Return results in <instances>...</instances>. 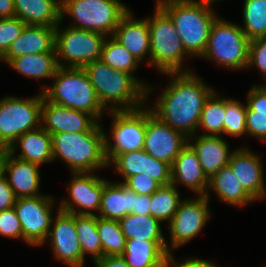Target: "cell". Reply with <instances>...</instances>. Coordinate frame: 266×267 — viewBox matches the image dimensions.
I'll list each match as a JSON object with an SVG mask.
<instances>
[{
	"label": "cell",
	"mask_w": 266,
	"mask_h": 267,
	"mask_svg": "<svg viewBox=\"0 0 266 267\" xmlns=\"http://www.w3.org/2000/svg\"><path fill=\"white\" fill-rule=\"evenodd\" d=\"M168 75L172 76V81L154 103L152 112L186 137H193L198 129L202 108L214 90L191 71Z\"/></svg>",
	"instance_id": "1"
},
{
	"label": "cell",
	"mask_w": 266,
	"mask_h": 267,
	"mask_svg": "<svg viewBox=\"0 0 266 267\" xmlns=\"http://www.w3.org/2000/svg\"><path fill=\"white\" fill-rule=\"evenodd\" d=\"M83 69L88 75L102 106L105 108L107 103L112 104L110 111L141 108L142 104L145 103L146 96L152 90L150 86L138 81L132 74L115 70L101 59L90 62Z\"/></svg>",
	"instance_id": "2"
},
{
	"label": "cell",
	"mask_w": 266,
	"mask_h": 267,
	"mask_svg": "<svg viewBox=\"0 0 266 267\" xmlns=\"http://www.w3.org/2000/svg\"><path fill=\"white\" fill-rule=\"evenodd\" d=\"M174 22L177 35L190 56L201 57L206 49L211 26L217 18L203 0H157Z\"/></svg>",
	"instance_id": "3"
},
{
	"label": "cell",
	"mask_w": 266,
	"mask_h": 267,
	"mask_svg": "<svg viewBox=\"0 0 266 267\" xmlns=\"http://www.w3.org/2000/svg\"><path fill=\"white\" fill-rule=\"evenodd\" d=\"M99 124L90 132H62L52 136L53 160L57 157L73 173L94 172L109 165L105 155V134ZM95 169V170H94Z\"/></svg>",
	"instance_id": "4"
},
{
	"label": "cell",
	"mask_w": 266,
	"mask_h": 267,
	"mask_svg": "<svg viewBox=\"0 0 266 267\" xmlns=\"http://www.w3.org/2000/svg\"><path fill=\"white\" fill-rule=\"evenodd\" d=\"M53 80L52 86L43 88L44 97L48 101L89 113L99 120L106 108L102 106L83 68L58 67Z\"/></svg>",
	"instance_id": "5"
},
{
	"label": "cell",
	"mask_w": 266,
	"mask_h": 267,
	"mask_svg": "<svg viewBox=\"0 0 266 267\" xmlns=\"http://www.w3.org/2000/svg\"><path fill=\"white\" fill-rule=\"evenodd\" d=\"M154 11V17L147 18L150 34L149 66H156L161 73L166 75L190 72L188 69L184 71L181 69L184 57L189 54L177 35L174 22L158 4Z\"/></svg>",
	"instance_id": "6"
},
{
	"label": "cell",
	"mask_w": 266,
	"mask_h": 267,
	"mask_svg": "<svg viewBox=\"0 0 266 267\" xmlns=\"http://www.w3.org/2000/svg\"><path fill=\"white\" fill-rule=\"evenodd\" d=\"M64 14L74 18L72 27L95 31L105 36L115 33L121 19L130 9L119 0H61Z\"/></svg>",
	"instance_id": "7"
},
{
	"label": "cell",
	"mask_w": 266,
	"mask_h": 267,
	"mask_svg": "<svg viewBox=\"0 0 266 267\" xmlns=\"http://www.w3.org/2000/svg\"><path fill=\"white\" fill-rule=\"evenodd\" d=\"M249 42L240 26L217 17L213 22L206 49L201 57L229 69L247 68Z\"/></svg>",
	"instance_id": "8"
},
{
	"label": "cell",
	"mask_w": 266,
	"mask_h": 267,
	"mask_svg": "<svg viewBox=\"0 0 266 267\" xmlns=\"http://www.w3.org/2000/svg\"><path fill=\"white\" fill-rule=\"evenodd\" d=\"M43 93L31 99L0 100V151L8 150L24 133L41 127Z\"/></svg>",
	"instance_id": "9"
},
{
	"label": "cell",
	"mask_w": 266,
	"mask_h": 267,
	"mask_svg": "<svg viewBox=\"0 0 266 267\" xmlns=\"http://www.w3.org/2000/svg\"><path fill=\"white\" fill-rule=\"evenodd\" d=\"M106 38L104 34L72 26L61 32L58 24L54 45L58 66L83 68L90 62L100 60ZM59 58L69 61L68 65L65 63V66Z\"/></svg>",
	"instance_id": "10"
},
{
	"label": "cell",
	"mask_w": 266,
	"mask_h": 267,
	"mask_svg": "<svg viewBox=\"0 0 266 267\" xmlns=\"http://www.w3.org/2000/svg\"><path fill=\"white\" fill-rule=\"evenodd\" d=\"M110 111L113 117L111 134L114 144L105 135V155L108 164L118 155L143 149L146 134V110Z\"/></svg>",
	"instance_id": "11"
},
{
	"label": "cell",
	"mask_w": 266,
	"mask_h": 267,
	"mask_svg": "<svg viewBox=\"0 0 266 267\" xmlns=\"http://www.w3.org/2000/svg\"><path fill=\"white\" fill-rule=\"evenodd\" d=\"M54 199L47 196L18 198L14 210L21 223L23 240L31 245H42L52 226V205Z\"/></svg>",
	"instance_id": "12"
},
{
	"label": "cell",
	"mask_w": 266,
	"mask_h": 267,
	"mask_svg": "<svg viewBox=\"0 0 266 267\" xmlns=\"http://www.w3.org/2000/svg\"><path fill=\"white\" fill-rule=\"evenodd\" d=\"M146 109V134L143 150L151 157L164 161L172 166L175 158L187 145L188 137L173 129Z\"/></svg>",
	"instance_id": "13"
},
{
	"label": "cell",
	"mask_w": 266,
	"mask_h": 267,
	"mask_svg": "<svg viewBox=\"0 0 266 267\" xmlns=\"http://www.w3.org/2000/svg\"><path fill=\"white\" fill-rule=\"evenodd\" d=\"M209 196L181 201L173 219L169 222L172 248L182 246L197 236L210 217Z\"/></svg>",
	"instance_id": "14"
},
{
	"label": "cell",
	"mask_w": 266,
	"mask_h": 267,
	"mask_svg": "<svg viewBox=\"0 0 266 267\" xmlns=\"http://www.w3.org/2000/svg\"><path fill=\"white\" fill-rule=\"evenodd\" d=\"M58 210L48 235L54 255L70 267H83L85 259L76 234L75 214Z\"/></svg>",
	"instance_id": "15"
},
{
	"label": "cell",
	"mask_w": 266,
	"mask_h": 267,
	"mask_svg": "<svg viewBox=\"0 0 266 267\" xmlns=\"http://www.w3.org/2000/svg\"><path fill=\"white\" fill-rule=\"evenodd\" d=\"M98 123L93 115L54 104L43 94L41 127L50 135L62 132H90Z\"/></svg>",
	"instance_id": "16"
},
{
	"label": "cell",
	"mask_w": 266,
	"mask_h": 267,
	"mask_svg": "<svg viewBox=\"0 0 266 267\" xmlns=\"http://www.w3.org/2000/svg\"><path fill=\"white\" fill-rule=\"evenodd\" d=\"M92 172L73 173V180L70 182L69 194L72 201L62 200L59 209L77 215H95L91 210L100 208L104 179L91 174ZM73 202V203H72ZM81 210L74 209L75 205ZM84 211H83V210ZM78 211V212H77Z\"/></svg>",
	"instance_id": "17"
},
{
	"label": "cell",
	"mask_w": 266,
	"mask_h": 267,
	"mask_svg": "<svg viewBox=\"0 0 266 267\" xmlns=\"http://www.w3.org/2000/svg\"><path fill=\"white\" fill-rule=\"evenodd\" d=\"M111 162L109 165L114 163L116 171L122 174V183L131 176L143 174L161 186L171 184V165L151 157L143 149L118 154Z\"/></svg>",
	"instance_id": "18"
},
{
	"label": "cell",
	"mask_w": 266,
	"mask_h": 267,
	"mask_svg": "<svg viewBox=\"0 0 266 267\" xmlns=\"http://www.w3.org/2000/svg\"><path fill=\"white\" fill-rule=\"evenodd\" d=\"M0 165L4 175L10 174L6 179L16 199L41 196L39 165L20 160L7 150L0 151Z\"/></svg>",
	"instance_id": "19"
},
{
	"label": "cell",
	"mask_w": 266,
	"mask_h": 267,
	"mask_svg": "<svg viewBox=\"0 0 266 267\" xmlns=\"http://www.w3.org/2000/svg\"><path fill=\"white\" fill-rule=\"evenodd\" d=\"M259 159L257 154L243 148L234 150L228 163L239 183L254 200L266 196L264 172Z\"/></svg>",
	"instance_id": "20"
},
{
	"label": "cell",
	"mask_w": 266,
	"mask_h": 267,
	"mask_svg": "<svg viewBox=\"0 0 266 267\" xmlns=\"http://www.w3.org/2000/svg\"><path fill=\"white\" fill-rule=\"evenodd\" d=\"M55 30L56 27L26 25L1 60L9 63L12 59L26 54L56 52Z\"/></svg>",
	"instance_id": "21"
},
{
	"label": "cell",
	"mask_w": 266,
	"mask_h": 267,
	"mask_svg": "<svg viewBox=\"0 0 266 267\" xmlns=\"http://www.w3.org/2000/svg\"><path fill=\"white\" fill-rule=\"evenodd\" d=\"M171 183H182L199 195H207L209 179L204 174L197 153L187 143L171 166Z\"/></svg>",
	"instance_id": "22"
},
{
	"label": "cell",
	"mask_w": 266,
	"mask_h": 267,
	"mask_svg": "<svg viewBox=\"0 0 266 267\" xmlns=\"http://www.w3.org/2000/svg\"><path fill=\"white\" fill-rule=\"evenodd\" d=\"M191 139L188 138V144L197 153L203 172L209 180L218 170L228 165L232 153L222 137L200 135L195 137L193 144H190Z\"/></svg>",
	"instance_id": "23"
},
{
	"label": "cell",
	"mask_w": 266,
	"mask_h": 267,
	"mask_svg": "<svg viewBox=\"0 0 266 267\" xmlns=\"http://www.w3.org/2000/svg\"><path fill=\"white\" fill-rule=\"evenodd\" d=\"M61 0H14L15 17L26 25L56 27L62 21Z\"/></svg>",
	"instance_id": "24"
},
{
	"label": "cell",
	"mask_w": 266,
	"mask_h": 267,
	"mask_svg": "<svg viewBox=\"0 0 266 267\" xmlns=\"http://www.w3.org/2000/svg\"><path fill=\"white\" fill-rule=\"evenodd\" d=\"M129 10L121 19L113 37L140 62L146 54L150 57V34L147 19L133 20Z\"/></svg>",
	"instance_id": "25"
},
{
	"label": "cell",
	"mask_w": 266,
	"mask_h": 267,
	"mask_svg": "<svg viewBox=\"0 0 266 267\" xmlns=\"http://www.w3.org/2000/svg\"><path fill=\"white\" fill-rule=\"evenodd\" d=\"M166 240L127 239L121 257L130 267L164 266V259L171 248Z\"/></svg>",
	"instance_id": "26"
},
{
	"label": "cell",
	"mask_w": 266,
	"mask_h": 267,
	"mask_svg": "<svg viewBox=\"0 0 266 267\" xmlns=\"http://www.w3.org/2000/svg\"><path fill=\"white\" fill-rule=\"evenodd\" d=\"M17 146L21 153L16 158L20 160L37 165L53 161L52 136L42 127L21 135L7 151L14 154Z\"/></svg>",
	"instance_id": "27"
},
{
	"label": "cell",
	"mask_w": 266,
	"mask_h": 267,
	"mask_svg": "<svg viewBox=\"0 0 266 267\" xmlns=\"http://www.w3.org/2000/svg\"><path fill=\"white\" fill-rule=\"evenodd\" d=\"M136 193L123 183H110L104 179V188L98 217L119 221L133 213V203Z\"/></svg>",
	"instance_id": "28"
},
{
	"label": "cell",
	"mask_w": 266,
	"mask_h": 267,
	"mask_svg": "<svg viewBox=\"0 0 266 267\" xmlns=\"http://www.w3.org/2000/svg\"><path fill=\"white\" fill-rule=\"evenodd\" d=\"M216 191L218 198L228 204L243 206L255 201L242 187L231 168L226 167L218 170L209 180V190Z\"/></svg>",
	"instance_id": "29"
},
{
	"label": "cell",
	"mask_w": 266,
	"mask_h": 267,
	"mask_svg": "<svg viewBox=\"0 0 266 267\" xmlns=\"http://www.w3.org/2000/svg\"><path fill=\"white\" fill-rule=\"evenodd\" d=\"M8 64L24 76L35 79L53 78L59 67L56 52L26 54L12 59Z\"/></svg>",
	"instance_id": "30"
},
{
	"label": "cell",
	"mask_w": 266,
	"mask_h": 267,
	"mask_svg": "<svg viewBox=\"0 0 266 267\" xmlns=\"http://www.w3.org/2000/svg\"><path fill=\"white\" fill-rule=\"evenodd\" d=\"M161 221L151 215L128 214L119 220L126 239L165 240L161 230Z\"/></svg>",
	"instance_id": "31"
},
{
	"label": "cell",
	"mask_w": 266,
	"mask_h": 267,
	"mask_svg": "<svg viewBox=\"0 0 266 267\" xmlns=\"http://www.w3.org/2000/svg\"><path fill=\"white\" fill-rule=\"evenodd\" d=\"M75 229L83 257L92 254L94 262L103 257V249L97 230V215L75 214Z\"/></svg>",
	"instance_id": "32"
},
{
	"label": "cell",
	"mask_w": 266,
	"mask_h": 267,
	"mask_svg": "<svg viewBox=\"0 0 266 267\" xmlns=\"http://www.w3.org/2000/svg\"><path fill=\"white\" fill-rule=\"evenodd\" d=\"M180 203L179 192L174 184L161 186L151 195V216L161 222H170Z\"/></svg>",
	"instance_id": "33"
},
{
	"label": "cell",
	"mask_w": 266,
	"mask_h": 267,
	"mask_svg": "<svg viewBox=\"0 0 266 267\" xmlns=\"http://www.w3.org/2000/svg\"><path fill=\"white\" fill-rule=\"evenodd\" d=\"M97 230L103 249V256H121L125 251L126 237L123 234L119 221L98 217Z\"/></svg>",
	"instance_id": "34"
},
{
	"label": "cell",
	"mask_w": 266,
	"mask_h": 267,
	"mask_svg": "<svg viewBox=\"0 0 266 267\" xmlns=\"http://www.w3.org/2000/svg\"><path fill=\"white\" fill-rule=\"evenodd\" d=\"M112 39L106 38L101 60L111 68L133 74L140 61L133 56L117 39L113 36ZM108 39V40H107Z\"/></svg>",
	"instance_id": "35"
},
{
	"label": "cell",
	"mask_w": 266,
	"mask_h": 267,
	"mask_svg": "<svg viewBox=\"0 0 266 267\" xmlns=\"http://www.w3.org/2000/svg\"><path fill=\"white\" fill-rule=\"evenodd\" d=\"M244 27L246 37L251 40L266 37V0H244Z\"/></svg>",
	"instance_id": "36"
},
{
	"label": "cell",
	"mask_w": 266,
	"mask_h": 267,
	"mask_svg": "<svg viewBox=\"0 0 266 267\" xmlns=\"http://www.w3.org/2000/svg\"><path fill=\"white\" fill-rule=\"evenodd\" d=\"M215 91L206 100L198 127L202 126L209 133H204V136H221L223 134V123L225 114V99L217 98Z\"/></svg>",
	"instance_id": "37"
},
{
	"label": "cell",
	"mask_w": 266,
	"mask_h": 267,
	"mask_svg": "<svg viewBox=\"0 0 266 267\" xmlns=\"http://www.w3.org/2000/svg\"><path fill=\"white\" fill-rule=\"evenodd\" d=\"M223 134L242 136L246 134V105L237 100L225 99Z\"/></svg>",
	"instance_id": "38"
},
{
	"label": "cell",
	"mask_w": 266,
	"mask_h": 267,
	"mask_svg": "<svg viewBox=\"0 0 266 267\" xmlns=\"http://www.w3.org/2000/svg\"><path fill=\"white\" fill-rule=\"evenodd\" d=\"M26 24L17 17L0 18V59L20 36Z\"/></svg>",
	"instance_id": "39"
},
{
	"label": "cell",
	"mask_w": 266,
	"mask_h": 267,
	"mask_svg": "<svg viewBox=\"0 0 266 267\" xmlns=\"http://www.w3.org/2000/svg\"><path fill=\"white\" fill-rule=\"evenodd\" d=\"M0 234L8 238H23L22 226L14 207L0 211Z\"/></svg>",
	"instance_id": "40"
},
{
	"label": "cell",
	"mask_w": 266,
	"mask_h": 267,
	"mask_svg": "<svg viewBox=\"0 0 266 267\" xmlns=\"http://www.w3.org/2000/svg\"><path fill=\"white\" fill-rule=\"evenodd\" d=\"M257 66L262 75L266 76V37L251 39L249 42L248 65Z\"/></svg>",
	"instance_id": "41"
},
{
	"label": "cell",
	"mask_w": 266,
	"mask_h": 267,
	"mask_svg": "<svg viewBox=\"0 0 266 267\" xmlns=\"http://www.w3.org/2000/svg\"><path fill=\"white\" fill-rule=\"evenodd\" d=\"M246 134L266 141V113L253 111L247 105Z\"/></svg>",
	"instance_id": "42"
},
{
	"label": "cell",
	"mask_w": 266,
	"mask_h": 267,
	"mask_svg": "<svg viewBox=\"0 0 266 267\" xmlns=\"http://www.w3.org/2000/svg\"><path fill=\"white\" fill-rule=\"evenodd\" d=\"M123 184L136 194L141 195H152L161 187L157 181L143 174L131 176Z\"/></svg>",
	"instance_id": "43"
},
{
	"label": "cell",
	"mask_w": 266,
	"mask_h": 267,
	"mask_svg": "<svg viewBox=\"0 0 266 267\" xmlns=\"http://www.w3.org/2000/svg\"><path fill=\"white\" fill-rule=\"evenodd\" d=\"M248 92L246 105L253 111L266 113V89L258 85Z\"/></svg>",
	"instance_id": "44"
},
{
	"label": "cell",
	"mask_w": 266,
	"mask_h": 267,
	"mask_svg": "<svg viewBox=\"0 0 266 267\" xmlns=\"http://www.w3.org/2000/svg\"><path fill=\"white\" fill-rule=\"evenodd\" d=\"M15 196L6 176L0 174V211L14 207Z\"/></svg>",
	"instance_id": "45"
},
{
	"label": "cell",
	"mask_w": 266,
	"mask_h": 267,
	"mask_svg": "<svg viewBox=\"0 0 266 267\" xmlns=\"http://www.w3.org/2000/svg\"><path fill=\"white\" fill-rule=\"evenodd\" d=\"M171 263L175 265V267H217L209 261L194 258L186 259L183 262L181 261V263L176 264L174 262L173 254L168 252L164 259V267H172Z\"/></svg>",
	"instance_id": "46"
},
{
	"label": "cell",
	"mask_w": 266,
	"mask_h": 267,
	"mask_svg": "<svg viewBox=\"0 0 266 267\" xmlns=\"http://www.w3.org/2000/svg\"><path fill=\"white\" fill-rule=\"evenodd\" d=\"M151 195L136 194L133 203V214L151 215Z\"/></svg>",
	"instance_id": "47"
},
{
	"label": "cell",
	"mask_w": 266,
	"mask_h": 267,
	"mask_svg": "<svg viewBox=\"0 0 266 267\" xmlns=\"http://www.w3.org/2000/svg\"><path fill=\"white\" fill-rule=\"evenodd\" d=\"M94 263L96 267H130L121 256H103Z\"/></svg>",
	"instance_id": "48"
},
{
	"label": "cell",
	"mask_w": 266,
	"mask_h": 267,
	"mask_svg": "<svg viewBox=\"0 0 266 267\" xmlns=\"http://www.w3.org/2000/svg\"><path fill=\"white\" fill-rule=\"evenodd\" d=\"M15 17L14 0H0V18Z\"/></svg>",
	"instance_id": "49"
},
{
	"label": "cell",
	"mask_w": 266,
	"mask_h": 267,
	"mask_svg": "<svg viewBox=\"0 0 266 267\" xmlns=\"http://www.w3.org/2000/svg\"><path fill=\"white\" fill-rule=\"evenodd\" d=\"M203 1L211 6L212 2L214 3V1H218V0H203Z\"/></svg>",
	"instance_id": "50"
}]
</instances>
